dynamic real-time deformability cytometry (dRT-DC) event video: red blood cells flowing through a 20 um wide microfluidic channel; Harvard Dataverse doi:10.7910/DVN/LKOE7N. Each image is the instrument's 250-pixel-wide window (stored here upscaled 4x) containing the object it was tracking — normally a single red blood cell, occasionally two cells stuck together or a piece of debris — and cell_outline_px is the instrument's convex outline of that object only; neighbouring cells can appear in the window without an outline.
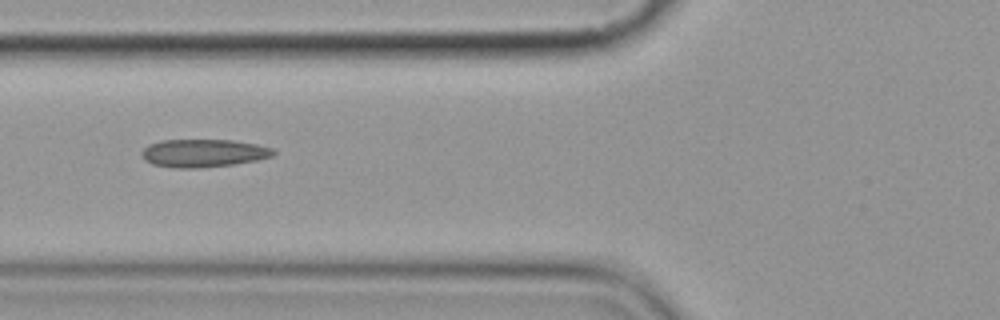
{"species": "common noctule bat (a hibernating species)", "species_latin": "Nyctalus noctula", "temperature_condition": "cold", "stored_images_in_passage": 8, "camera_frame_rate_fps": 3000, "um_per_image_px": 0.085, "animal": {"sex": "female", "body_mass_g": 19.9}, "frame": {"image": 1, "passage_image": 7, "time_ms": 7.0, "image_size_px": [1000, 320], "cell_outline_px": [[276, 152], [272, 156], [256, 160], [232, 164], [196, 168], [180, 168], [152, 164], [144, 160], [140, 152], [148, 144], [160, 140], [232, 140], [256, 144], [272, 148]], "centroid_in_image_um": [17.25, 13.0], "position_along_channel_um": 108.5, "area_um2": 21.33}}
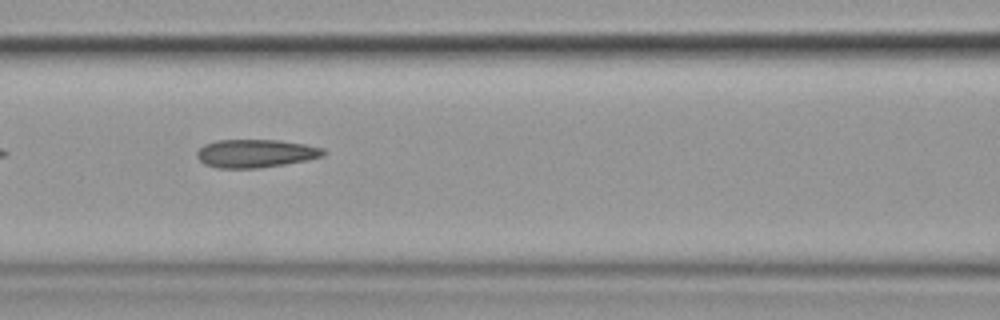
{"frame": {"image": 2, "passage_image": 8, "time_ms": 8.0, "image_size_px": [1000, 320], "cell_outline_px": [[328, 152], [324, 156], [308, 160], [284, 164], [256, 168], [216, 168], [204, 164], [196, 156], [196, 152], [204, 144], [216, 140], [280, 140], [304, 144], [324, 148]], "centroid_in_image_um": [21.74, 13.04], "position_along_channel_um": 144.9, "area_um2": 20.92}}